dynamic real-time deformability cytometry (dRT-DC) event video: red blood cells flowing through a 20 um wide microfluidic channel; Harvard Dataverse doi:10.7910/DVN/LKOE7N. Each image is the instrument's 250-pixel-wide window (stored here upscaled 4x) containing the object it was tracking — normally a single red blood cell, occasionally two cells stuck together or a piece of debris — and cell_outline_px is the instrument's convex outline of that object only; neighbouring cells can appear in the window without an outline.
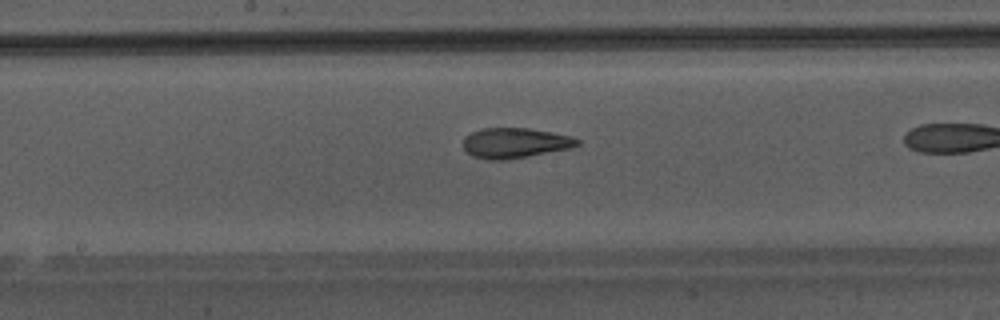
{"species": "Egyptian fruit bat (a non-hibernating species)", "species_latin": "Rousettus aegyptiacus", "temperature_condition": "warm", "stored_images_in_passage": 29, "camera_frame_rate_fps": 3000, "um_per_image_px": 0.085, "animal": {"sex": "male"}, "frame": {"image": 1, "passage_image": 17, "time_ms": 5.333, "image_size_px": [1000, 320], "cell_outline_px": [[580, 144], [572, 148], [528, 156], [504, 160], [492, 160], [472, 156], [464, 148], [464, 136], [480, 128], [528, 128], [552, 132], [572, 136], [580, 140]], "centroid_in_image_um": [43.79, 12.14], "position_along_channel_um": 204.4, "area_um2": 20.11}}